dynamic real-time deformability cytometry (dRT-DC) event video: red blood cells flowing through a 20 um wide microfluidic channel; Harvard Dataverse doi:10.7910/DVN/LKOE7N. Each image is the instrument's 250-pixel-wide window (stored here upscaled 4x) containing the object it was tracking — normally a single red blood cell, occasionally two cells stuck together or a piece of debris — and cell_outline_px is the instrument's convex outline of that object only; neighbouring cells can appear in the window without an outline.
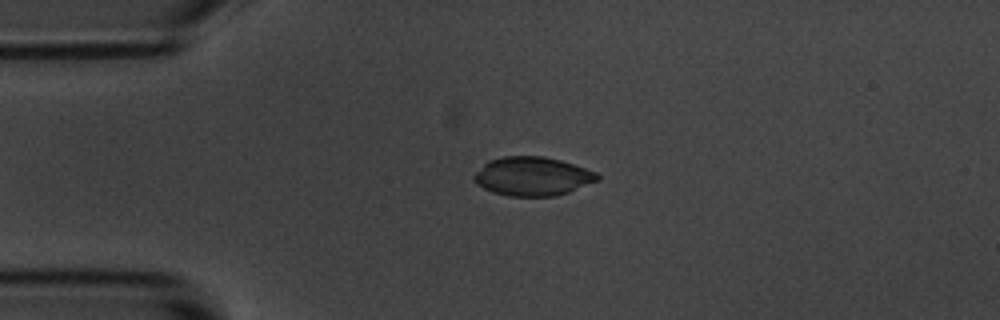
{"species": "common noctule bat (a hibernating species)", "species_latin": "Nyctalus noctula", "temperature_condition": "room temperature", "stored_images_in_passage": 54, "camera_frame_rate_fps": 3000, "um_per_image_px": 0.085, "animal": {"sex": "male", "body_mass_g": 20.1, "forearm_length_mm": 53.5}, "frame": {"image": 1, "passage_image": 12, "time_ms": 3.667, "image_size_px": [1000, 320], "cell_outline_px": [[600, 180], [568, 192], [556, 196], [508, 196], [492, 192], [476, 184], [472, 180], [472, 176], [488, 160], [504, 156], [544, 156], [560, 160], [596, 172], [600, 176]], "centroid_in_image_um": [45.24, 14.99], "position_along_channel_um": 39.8, "area_um2": 27.98}}
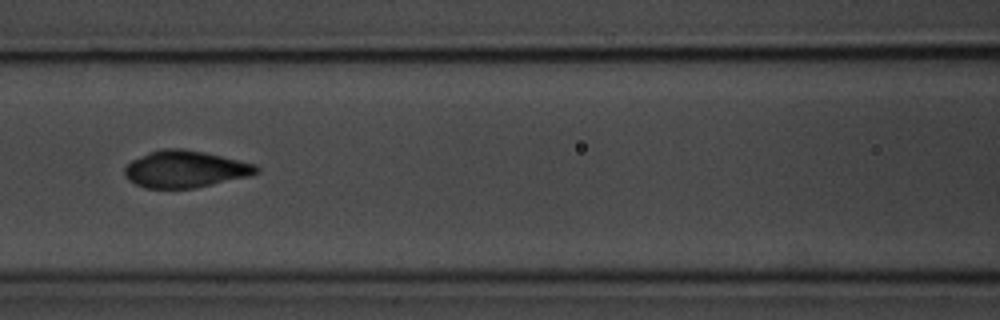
{"frame": {"image": 2, "passage_image": 23, "time_ms": 7.333, "image_size_px": [1000, 320], "cell_outline_px": [[260, 172], [252, 176], [196, 188], [144, 188], [128, 180], [124, 176], [124, 168], [132, 160], [148, 152], [164, 148], [184, 148], [204, 152], [256, 164], [260, 168]], "centroid_in_image_um": [15.77, 14.38], "position_along_channel_um": 150.8, "area_um2": 28.67}}
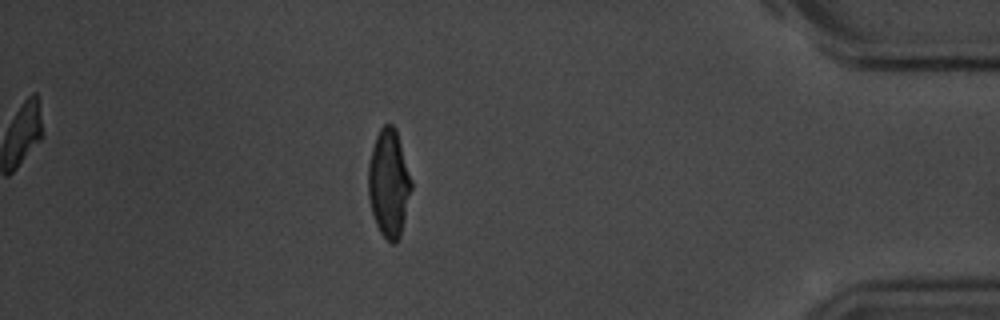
{"frame": {"image": 3, "passage_image": 47, "time_ms": 15.333, "image_size_px": [1000, 320], "cell_outline_px": [[412, 188], [400, 236], [396, 244], [392, 244], [380, 232], [376, 224], [372, 212], [368, 196], [368, 164], [372, 148], [376, 136], [380, 128], [384, 124], [392, 124], [396, 128], [412, 180]], "centroid_in_image_um": [33.05, 15.56], "position_along_channel_um": 402.1, "area_um2": 27.11}, "authors_computed_cell_mechanics": {"area_um2": 27.5128, "velocity_mm_per_s": 3.6805, "shape_relaxation_time_tau1_ms": 6.005, "shape_relaxation_time_tau2_ms": 0.6913, "deformation_change_tau1": 0.1485, "deformation_change_tau2": 0.0292}}